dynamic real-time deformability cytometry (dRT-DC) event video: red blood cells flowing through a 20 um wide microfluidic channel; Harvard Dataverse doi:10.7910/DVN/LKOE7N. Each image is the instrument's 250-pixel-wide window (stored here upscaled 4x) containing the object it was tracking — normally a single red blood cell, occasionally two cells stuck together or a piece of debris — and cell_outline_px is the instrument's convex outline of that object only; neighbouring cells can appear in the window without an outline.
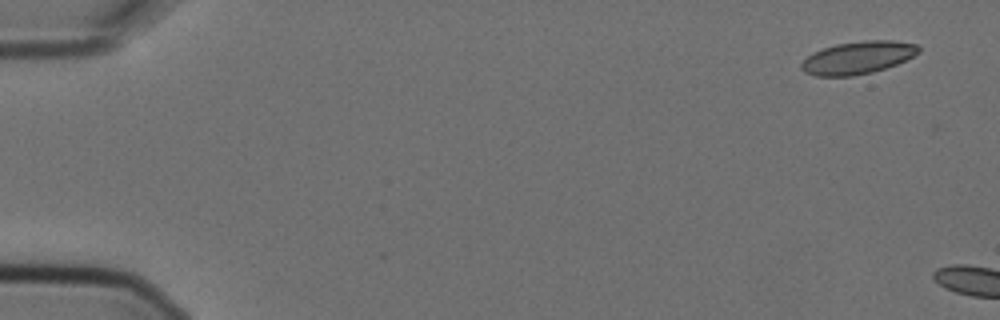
{"species": "Egyptian fruit bat (a non-hibernating species)", "species_latin": "Rousettus aegyptiacus", "temperature_condition": "cold", "stored_images_in_passage": 2, "camera_frame_rate_fps": 3000, "um_per_image_px": 0.085, "animal": {"sex": "female"}, "frame": {"image": 1, "passage_image": 1, "time_ms": 0.0, "image_size_px": [1000, 320], "cell_outline_px": [[920, 52], [896, 64], [872, 72], [852, 76], [816, 76], [804, 72], [800, 68], [800, 64], [812, 52], [836, 44], [864, 40], [892, 40], [916, 44], [920, 48]], "centroid_in_image_um": [72.89, 4.9], "position_along_channel_um": 12.1, "area_um2": 22.2}}